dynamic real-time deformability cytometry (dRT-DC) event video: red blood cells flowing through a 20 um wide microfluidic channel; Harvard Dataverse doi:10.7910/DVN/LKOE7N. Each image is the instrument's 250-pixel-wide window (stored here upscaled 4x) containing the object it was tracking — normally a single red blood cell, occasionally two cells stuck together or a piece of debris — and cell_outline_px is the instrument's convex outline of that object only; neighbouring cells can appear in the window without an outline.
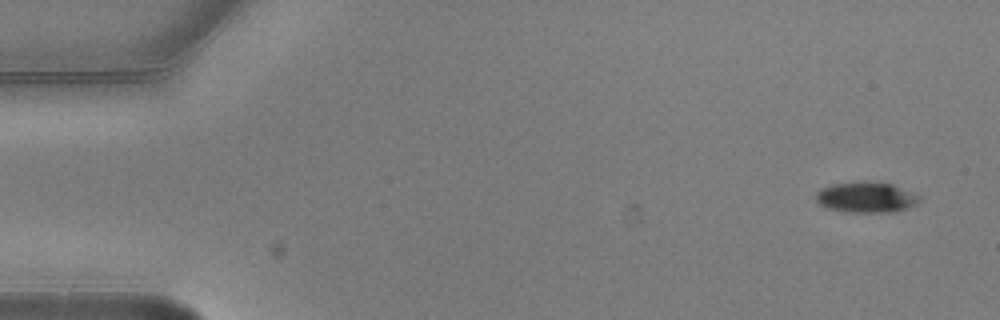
{"species": "common noctule bat (a hibernating species)", "species_latin": "Nyctalus noctula", "temperature_condition": "warm", "stored_images_in_passage": 6, "camera_frame_rate_fps": 3000, "um_per_image_px": 0.085, "animal": {"sex": "male", "body_mass_g": 20.5, "forearm_length_mm": 52.5}, "frame": {"image": 1, "passage_image": 1, "time_ms": 0.0, "image_size_px": [1000, 320], "cell_outline_px": [[920, 200], [916, 204], [908, 208], [896, 212], [844, 212], [824, 208], [816, 200], [816, 192], [820, 188], [832, 184], [892, 184], [916, 192], [920, 196]], "centroid_in_image_um": [73.65, 16.82], "position_along_channel_um": 11.4, "area_um2": 18.15}}
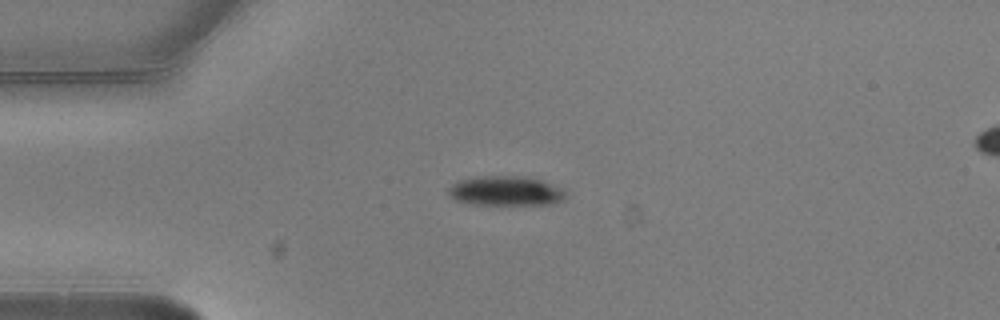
{"frame": {"image": 2, "passage_image": 4, "time_ms": 1.0, "image_size_px": [1000, 320], "cell_outline_px": [[568, 192], [564, 200], [552, 204], [468, 204], [456, 200], [448, 196], [448, 188], [452, 184], [460, 180], [480, 176], [524, 176], [540, 180], [560, 188]], "centroid_in_image_um": [42.97, 16.23], "position_along_channel_um": 42.0, "area_um2": 20.23}}
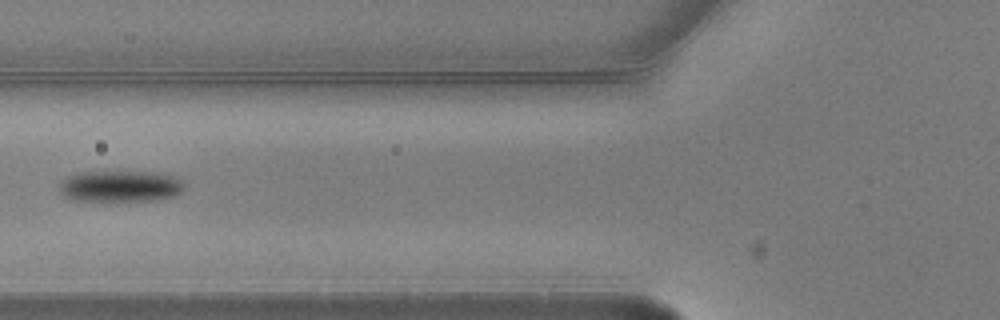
{"frame": {"image": 3, "passage_image": 6, "time_ms": 1.667, "image_size_px": [1000, 320], "cell_outline_px": [[184, 188], [180, 192], [172, 196], [156, 200], [108, 204], [72, 200], [64, 196], [60, 192], [60, 180], [64, 176], [76, 172], [156, 172], [172, 176], [180, 180], [184, 184]], "centroid_in_image_um": [10.13, 15.88], "position_along_channel_um": 115.7, "area_um2": 23.93}}